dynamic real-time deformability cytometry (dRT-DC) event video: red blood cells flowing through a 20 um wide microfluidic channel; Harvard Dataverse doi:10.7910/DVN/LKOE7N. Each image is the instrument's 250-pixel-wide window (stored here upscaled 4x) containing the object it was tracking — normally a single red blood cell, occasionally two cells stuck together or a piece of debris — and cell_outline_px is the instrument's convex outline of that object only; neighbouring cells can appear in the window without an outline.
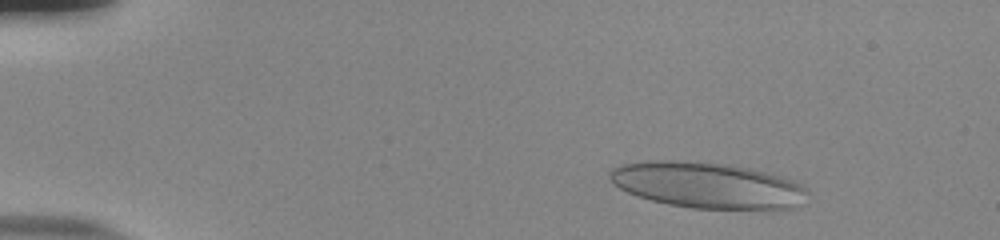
{"species": "human", "species_latin": "Homo sapiens", "temperature_condition": "room temperature", "stored_images_in_passage": 52, "camera_frame_rate_fps": 3000, "um_per_image_px": 0.085, "donor": {"sex": "male"}, "frame": {"image": 1, "passage_image": 5, "time_ms": 1.333, "image_size_px": [1000, 240], "cell_outline_px": [[808, 192], [792, 208], [692, 208], [668, 204], [652, 200], [628, 192], [620, 188], [608, 176], [608, 172], [612, 168], [620, 164], [648, 160], [672, 160], [728, 164], [748, 168], [764, 172], [792, 180], [808, 188]], "centroid_in_image_um": [60.06, 15.72], "position_along_channel_um": 24.9, "area_um2": 52.14}}
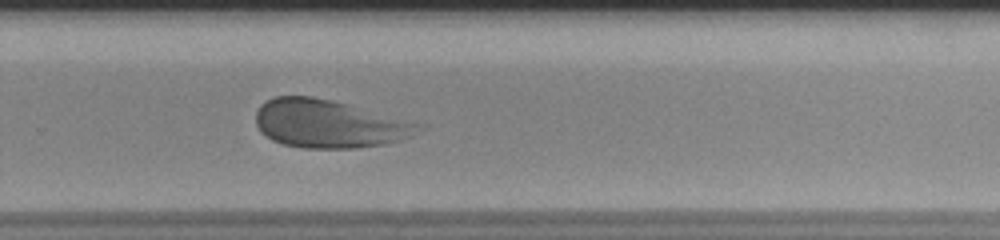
{"frame": {"image": 2, "passage_image": 35, "time_ms": 11.333, "image_size_px": [1000, 240], "cell_outline_px": [[428, 124], [424, 128], [412, 136], [404, 140], [388, 144], [356, 148], [304, 148], [284, 144], [272, 140], [260, 132], [256, 124], [256, 112], [260, 104], [276, 96], [312, 96], [332, 100]], "centroid_in_image_um": [28.04, 10.53], "position_along_channel_um": 301.8, "area_um2": 46.24}}
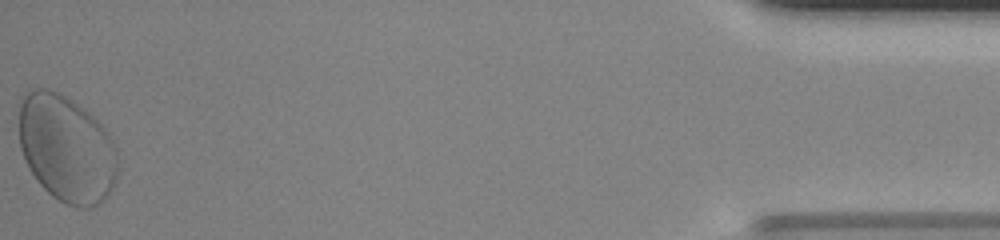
{"frame": {"image": 3, "passage_image": 52, "time_ms": 17.0, "image_size_px": [1000, 240], "cell_outline_px": [[120, 168], [112, 188], [104, 200], [88, 208], [76, 208], [64, 204], [52, 196], [40, 184], [28, 168], [24, 160], [20, 148], [16, 104], [32, 88], [48, 88], [72, 100], [88, 112], [108, 132], [112, 140], [120, 160]], "centroid_in_image_um": [5.63, 12.63], "position_along_channel_um": 429.6, "area_um2": 62.83}, "authors_computed_cell_mechanics": {"area_um2": 46.4134, "velocity_mm_per_s": 3.7379, "shape_relaxation_time_tau1_ms": 4.6512, "shape_relaxation_time_tau2_ms": 0.9323, "deformation_change_tau1": 0.1583, "deformation_change_tau2": 0.0786}}